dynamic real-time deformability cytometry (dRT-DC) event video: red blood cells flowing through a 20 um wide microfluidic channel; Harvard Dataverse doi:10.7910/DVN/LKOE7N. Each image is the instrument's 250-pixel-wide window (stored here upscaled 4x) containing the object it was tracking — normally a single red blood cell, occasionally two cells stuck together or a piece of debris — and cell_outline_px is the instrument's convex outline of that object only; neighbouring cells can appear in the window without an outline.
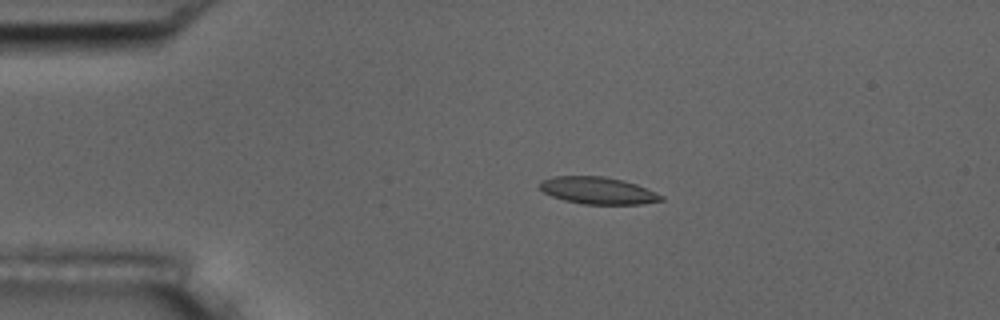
{"species": "common noctule bat (a hibernating species)", "species_latin": "Nyctalus noctula", "temperature_condition": "room temperature", "stored_images_in_passage": 6, "camera_frame_rate_fps": 3000, "um_per_image_px": 0.085, "animal": {"sex": "male", "body_mass_g": 17.5, "forearm_length_mm": 52.3}, "frame": {"image": 1, "passage_image": 4, "time_ms": 3.333, "image_size_px": [1000, 320], "cell_outline_px": [[664, 200], [640, 204], [580, 204], [564, 200], [552, 196], [544, 192], [540, 188], [540, 180], [552, 176], [604, 176], [624, 180], [636, 184], [656, 192], [664, 196]], "centroid_in_image_um": [50.82, 16.19], "position_along_channel_um": 34.2, "area_um2": 19.25}}